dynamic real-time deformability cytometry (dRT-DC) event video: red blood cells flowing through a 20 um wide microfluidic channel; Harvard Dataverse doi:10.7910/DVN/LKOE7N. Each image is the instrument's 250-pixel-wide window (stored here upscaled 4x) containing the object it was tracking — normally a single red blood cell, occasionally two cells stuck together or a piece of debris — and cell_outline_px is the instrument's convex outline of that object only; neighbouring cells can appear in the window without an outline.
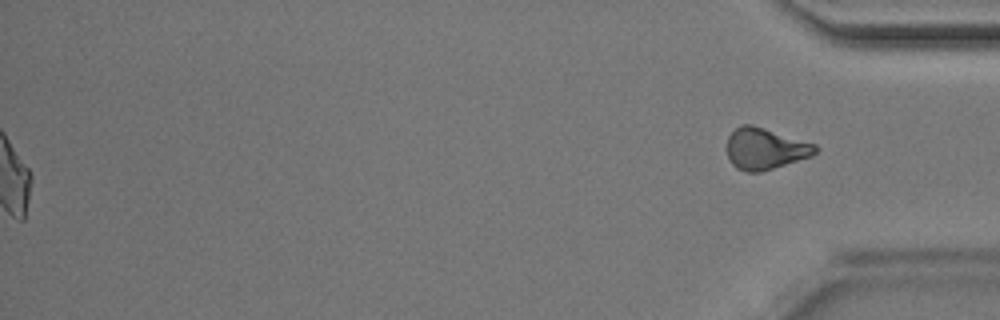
{"species": "Egyptian fruit bat (a non-hibernating species)", "species_latin": "Rousettus aegyptiacus", "temperature_condition": "room temperature", "stored_images_in_passage": 46, "segment_of_instrument_passage": [2, 2], "camera_frame_rate_fps": 3000, "um_per_image_px": 0.085, "animal": {"sex": "male"}, "frame": {"image": 1, "passage_image": 46, "time_ms": 15.0, "image_size_px": [1000, 320], "cell_outline_px": [[820, 148], [812, 156], [760, 172], [748, 172], [736, 168], [728, 160], [728, 136], [740, 124], [752, 124], [816, 144]], "centroid_in_image_um": [65.04, 12.63], "position_along_channel_um": 370.2, "area_um2": 21.33}}